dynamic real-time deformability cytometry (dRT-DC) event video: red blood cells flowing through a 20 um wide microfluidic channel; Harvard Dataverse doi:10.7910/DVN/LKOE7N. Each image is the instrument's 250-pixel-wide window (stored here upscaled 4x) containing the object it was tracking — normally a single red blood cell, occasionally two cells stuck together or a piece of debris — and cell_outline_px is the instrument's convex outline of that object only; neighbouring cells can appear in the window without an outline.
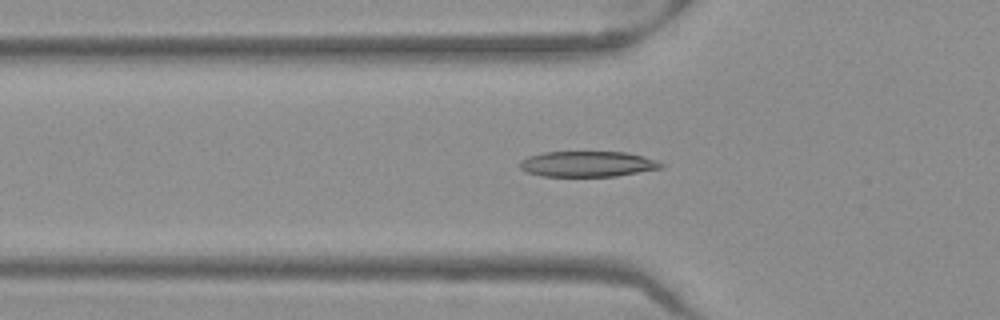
{"species": "Egyptian fruit bat (a non-hibernating species)", "species_latin": "Rousettus aegyptiacus", "temperature_condition": "warm", "stored_images_in_passage": 47, "camera_frame_rate_fps": 3000, "um_per_image_px": 0.085, "frame": {"image": 1, "passage_image": 17, "time_ms": 5.333, "image_size_px": [1000, 320], "cell_outline_px": [[664, 168], [616, 176], [544, 176], [524, 172], [520, 168], [520, 160], [528, 156], [544, 152], [624, 152], [644, 156], [660, 160], [664, 164]], "centroid_in_image_um": [49.98, 13.94], "position_along_channel_um": 75.8, "area_um2": 21.27}}
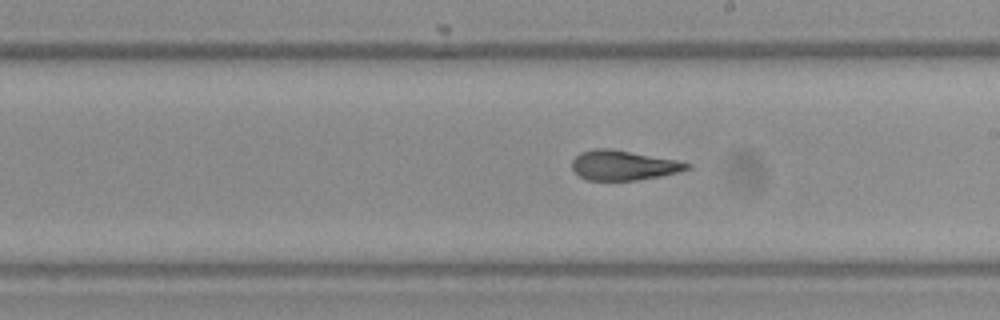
{"frame": {"image": 2, "passage_image": 29, "time_ms": 9.333, "image_size_px": [1000, 320], "cell_outline_px": [[692, 168], [680, 172], [660, 176], [636, 180], [588, 180], [580, 176], [572, 168], [572, 160], [580, 152], [596, 148], [612, 148], [676, 160], [692, 164]], "centroid_in_image_um": [53.01, 14.04], "position_along_channel_um": 236.0, "area_um2": 20.0}}
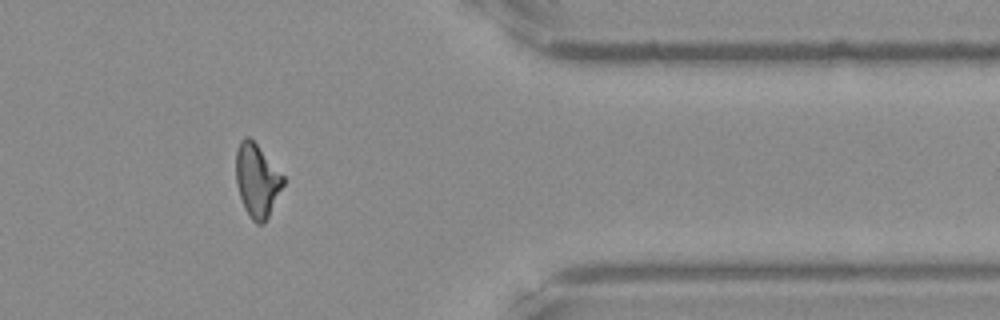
{"frame": {"image": 3, "passage_image": 42, "time_ms": 13.667, "image_size_px": [1000, 320], "cell_outline_px": [[284, 184], [264, 224], [256, 224], [252, 220], [244, 208], [236, 184], [236, 152], [240, 140], [244, 136], [248, 136], [256, 144], [284, 176]], "centroid_in_image_um": [21.83, 15.34], "position_along_channel_um": 389.6, "area_um2": 19.94}}